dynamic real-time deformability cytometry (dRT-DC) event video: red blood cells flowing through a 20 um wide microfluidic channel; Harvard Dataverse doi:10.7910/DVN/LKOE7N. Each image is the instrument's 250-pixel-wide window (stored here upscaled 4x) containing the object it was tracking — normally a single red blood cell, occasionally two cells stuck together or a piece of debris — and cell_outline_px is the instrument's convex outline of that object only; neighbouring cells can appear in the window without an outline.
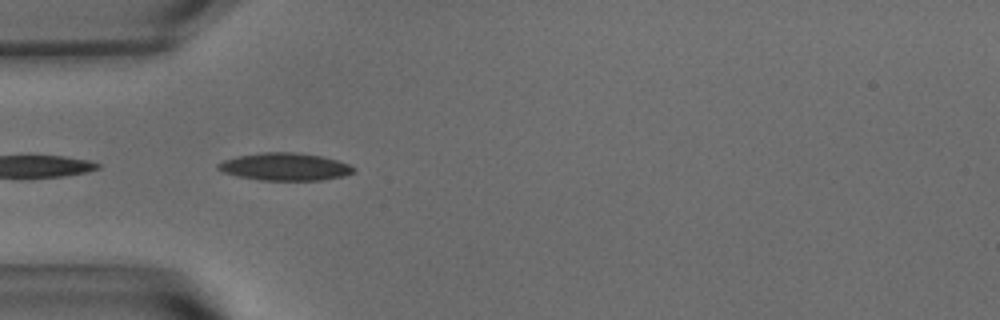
{"species": "common noctule bat (a hibernating species)", "species_latin": "Nyctalus noctula", "temperature_condition": "warm", "stored_images_in_passage": 9, "camera_frame_rate_fps": 3000, "um_per_image_px": 0.085, "animal": {"sex": "male", "body_mass_g": 15.6}, "frame": {"image": 1, "passage_image": 2, "time_ms": 0.333, "image_size_px": [1000, 320], "cell_outline_px": [[356, 172], [344, 176], [320, 180], [260, 180], [236, 176], [224, 172], [216, 168], [216, 164], [224, 160], [236, 156], [264, 152], [292, 152], [320, 156], [336, 160], [348, 164], [356, 168]], "centroid_in_image_um": [24.21, 14.18], "position_along_channel_um": 60.8, "area_um2": 21.73}}